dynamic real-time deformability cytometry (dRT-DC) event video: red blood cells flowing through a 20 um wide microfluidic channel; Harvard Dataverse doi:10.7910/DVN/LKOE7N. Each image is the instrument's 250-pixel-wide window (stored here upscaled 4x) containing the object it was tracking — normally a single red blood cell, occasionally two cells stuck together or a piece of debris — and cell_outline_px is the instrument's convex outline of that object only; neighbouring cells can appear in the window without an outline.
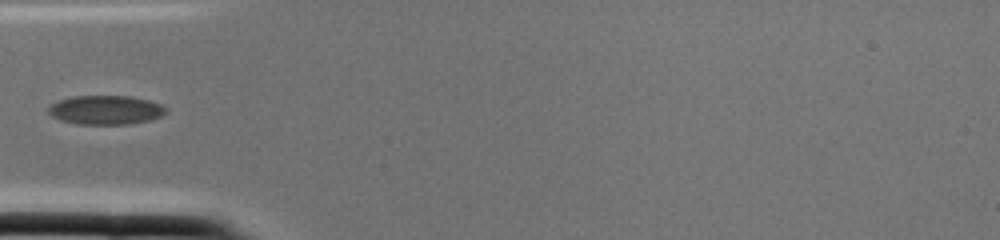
{"species": "common noctule bat (a hibernating species)", "species_latin": "Nyctalus noctula", "temperature_condition": "cold", "stored_images_in_passage": 2, "camera_frame_rate_fps": 3000, "um_per_image_px": 0.085, "animal": {"sex": "female", "body_mass_g": 22.0, "forearm_length_mm": 56.7}, "frame": {"image": 1, "passage_image": 2, "time_ms": 0.333, "image_size_px": [1000, 240], "cell_outline_px": [[168, 112], [160, 116], [148, 120], [128, 124], [76, 124], [60, 120], [52, 116], [48, 112], [48, 108], [52, 104], [60, 100], [72, 96], [132, 96], [148, 100], [160, 104], [168, 108]], "centroid_in_image_um": [8.99, 9.34], "position_along_channel_um": 76.0, "area_um2": 19.88}}